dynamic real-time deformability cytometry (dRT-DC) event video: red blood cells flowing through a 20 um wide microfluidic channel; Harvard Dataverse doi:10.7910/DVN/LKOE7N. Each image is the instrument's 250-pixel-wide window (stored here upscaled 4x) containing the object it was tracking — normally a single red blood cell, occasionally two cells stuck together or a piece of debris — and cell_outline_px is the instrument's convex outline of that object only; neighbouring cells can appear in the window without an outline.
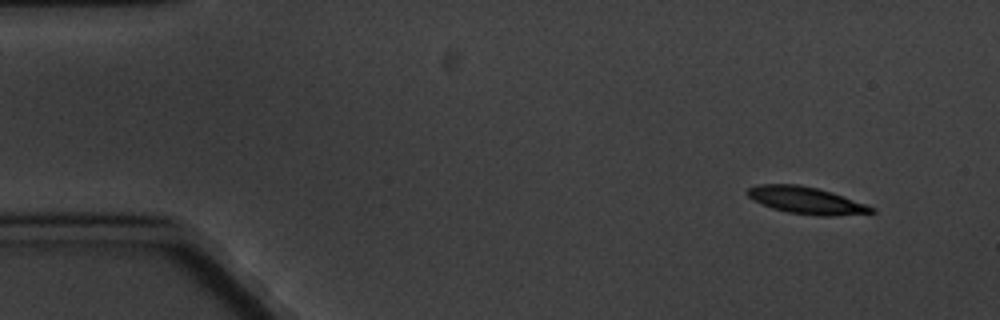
{"species": "common noctule bat (a hibernating species)", "species_latin": "Nyctalus noctula", "temperature_condition": "cold", "stored_images_in_passage": 5, "camera_frame_rate_fps": 3000, "um_per_image_px": 0.085, "animal": {"sex": "male", "body_mass_g": 20.1, "forearm_length_mm": 53.5}, "frame": {"image": 1, "passage_image": 1, "time_ms": 0.0, "image_size_px": [1000, 320], "cell_outline_px": [[876, 212], [832, 216], [816, 216], [788, 212], [772, 208], [752, 200], [748, 196], [748, 188], [760, 184], [800, 184], [832, 192], [876, 208]], "centroid_in_image_um": [68.53, 17.03], "position_along_channel_um": 16.5, "area_um2": 19.42}}